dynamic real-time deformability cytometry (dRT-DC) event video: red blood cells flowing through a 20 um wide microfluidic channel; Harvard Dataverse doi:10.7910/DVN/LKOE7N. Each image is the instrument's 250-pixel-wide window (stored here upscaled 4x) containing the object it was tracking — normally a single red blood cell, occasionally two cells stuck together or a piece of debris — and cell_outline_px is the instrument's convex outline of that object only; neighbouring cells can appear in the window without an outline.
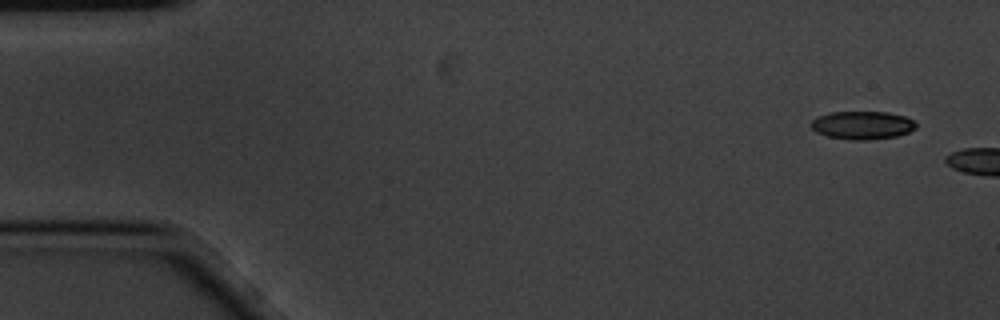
{"species": "common noctule bat (a hibernating species)", "species_latin": "Nyctalus noctula", "temperature_condition": "cold", "stored_images_in_passage": 2, "camera_frame_rate_fps": 3000, "um_per_image_px": 0.085, "animal": {"sex": "male", "body_mass_g": 20.1, "forearm_length_mm": 53.5}, "frame": {"image": 1, "passage_image": 1, "time_ms": 0.0, "image_size_px": [1000, 320], "cell_outline_px": [[916, 128], [908, 132], [896, 136], [868, 140], [852, 140], [828, 136], [816, 132], [808, 124], [816, 116], [832, 112], [888, 112], [904, 116], [912, 120], [916, 124]], "centroid_in_image_um": [73.26, 10.64], "position_along_channel_um": 11.7, "area_um2": 17.22}}